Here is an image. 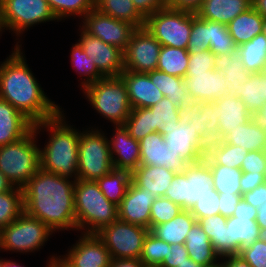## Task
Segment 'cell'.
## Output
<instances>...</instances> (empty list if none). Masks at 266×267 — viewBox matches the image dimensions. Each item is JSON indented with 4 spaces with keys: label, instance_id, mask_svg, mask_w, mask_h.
Returning <instances> with one entry per match:
<instances>
[{
    "label": "cell",
    "instance_id": "1",
    "mask_svg": "<svg viewBox=\"0 0 266 267\" xmlns=\"http://www.w3.org/2000/svg\"><path fill=\"white\" fill-rule=\"evenodd\" d=\"M76 181L40 169L22 188L24 212L54 233L77 231L74 207Z\"/></svg>",
    "mask_w": 266,
    "mask_h": 267
},
{
    "label": "cell",
    "instance_id": "2",
    "mask_svg": "<svg viewBox=\"0 0 266 267\" xmlns=\"http://www.w3.org/2000/svg\"><path fill=\"white\" fill-rule=\"evenodd\" d=\"M14 49V50H13ZM0 61V95L33 124L56 117L62 107L48 98L27 64L21 46Z\"/></svg>",
    "mask_w": 266,
    "mask_h": 267
},
{
    "label": "cell",
    "instance_id": "3",
    "mask_svg": "<svg viewBox=\"0 0 266 267\" xmlns=\"http://www.w3.org/2000/svg\"><path fill=\"white\" fill-rule=\"evenodd\" d=\"M64 112L33 124V129L36 134L49 133L44 148L40 146V169L76 181L80 130L69 124Z\"/></svg>",
    "mask_w": 266,
    "mask_h": 267
},
{
    "label": "cell",
    "instance_id": "4",
    "mask_svg": "<svg viewBox=\"0 0 266 267\" xmlns=\"http://www.w3.org/2000/svg\"><path fill=\"white\" fill-rule=\"evenodd\" d=\"M74 207L80 234H97L119 219L118 206L104 196L96 181L76 180Z\"/></svg>",
    "mask_w": 266,
    "mask_h": 267
},
{
    "label": "cell",
    "instance_id": "5",
    "mask_svg": "<svg viewBox=\"0 0 266 267\" xmlns=\"http://www.w3.org/2000/svg\"><path fill=\"white\" fill-rule=\"evenodd\" d=\"M85 99L101 118L113 126L124 125L132 107L121 76L104 77L82 89Z\"/></svg>",
    "mask_w": 266,
    "mask_h": 267
},
{
    "label": "cell",
    "instance_id": "6",
    "mask_svg": "<svg viewBox=\"0 0 266 267\" xmlns=\"http://www.w3.org/2000/svg\"><path fill=\"white\" fill-rule=\"evenodd\" d=\"M38 134L32 129L22 139L0 146V171L14 187L23 188L40 170Z\"/></svg>",
    "mask_w": 266,
    "mask_h": 267
},
{
    "label": "cell",
    "instance_id": "7",
    "mask_svg": "<svg viewBox=\"0 0 266 267\" xmlns=\"http://www.w3.org/2000/svg\"><path fill=\"white\" fill-rule=\"evenodd\" d=\"M113 169L107 133L97 126L80 130L78 179L96 181Z\"/></svg>",
    "mask_w": 266,
    "mask_h": 267
},
{
    "label": "cell",
    "instance_id": "8",
    "mask_svg": "<svg viewBox=\"0 0 266 267\" xmlns=\"http://www.w3.org/2000/svg\"><path fill=\"white\" fill-rule=\"evenodd\" d=\"M55 233L38 218L23 212L1 229L0 252L30 254L40 251Z\"/></svg>",
    "mask_w": 266,
    "mask_h": 267
},
{
    "label": "cell",
    "instance_id": "9",
    "mask_svg": "<svg viewBox=\"0 0 266 267\" xmlns=\"http://www.w3.org/2000/svg\"><path fill=\"white\" fill-rule=\"evenodd\" d=\"M213 186L212 171L203 159L189 164L184 172L176 173L164 197L180 205L183 210H190L198 199L211 194Z\"/></svg>",
    "mask_w": 266,
    "mask_h": 267
},
{
    "label": "cell",
    "instance_id": "10",
    "mask_svg": "<svg viewBox=\"0 0 266 267\" xmlns=\"http://www.w3.org/2000/svg\"><path fill=\"white\" fill-rule=\"evenodd\" d=\"M1 18L6 31L16 36L17 46H22V34L31 27L50 21L58 22L47 0H1Z\"/></svg>",
    "mask_w": 266,
    "mask_h": 267
},
{
    "label": "cell",
    "instance_id": "11",
    "mask_svg": "<svg viewBox=\"0 0 266 267\" xmlns=\"http://www.w3.org/2000/svg\"><path fill=\"white\" fill-rule=\"evenodd\" d=\"M145 27L162 46L187 49L192 12L166 7L149 15Z\"/></svg>",
    "mask_w": 266,
    "mask_h": 267
},
{
    "label": "cell",
    "instance_id": "12",
    "mask_svg": "<svg viewBox=\"0 0 266 267\" xmlns=\"http://www.w3.org/2000/svg\"><path fill=\"white\" fill-rule=\"evenodd\" d=\"M149 231L145 227L118 219L99 231L97 236L104 242L112 259H140Z\"/></svg>",
    "mask_w": 266,
    "mask_h": 267
},
{
    "label": "cell",
    "instance_id": "13",
    "mask_svg": "<svg viewBox=\"0 0 266 267\" xmlns=\"http://www.w3.org/2000/svg\"><path fill=\"white\" fill-rule=\"evenodd\" d=\"M161 47L145 26L136 28L123 52L124 70L136 73L156 70Z\"/></svg>",
    "mask_w": 266,
    "mask_h": 267
},
{
    "label": "cell",
    "instance_id": "14",
    "mask_svg": "<svg viewBox=\"0 0 266 267\" xmlns=\"http://www.w3.org/2000/svg\"><path fill=\"white\" fill-rule=\"evenodd\" d=\"M79 26L88 34L116 46L123 52L136 27L130 22L112 18L94 8L83 17Z\"/></svg>",
    "mask_w": 266,
    "mask_h": 267
},
{
    "label": "cell",
    "instance_id": "15",
    "mask_svg": "<svg viewBox=\"0 0 266 267\" xmlns=\"http://www.w3.org/2000/svg\"><path fill=\"white\" fill-rule=\"evenodd\" d=\"M160 133L164 136L169 150L180 154L189 164L204 159L208 144L183 118L176 125L165 126Z\"/></svg>",
    "mask_w": 266,
    "mask_h": 267
},
{
    "label": "cell",
    "instance_id": "16",
    "mask_svg": "<svg viewBox=\"0 0 266 267\" xmlns=\"http://www.w3.org/2000/svg\"><path fill=\"white\" fill-rule=\"evenodd\" d=\"M79 45L105 76H120L124 71L123 51L85 32L79 26Z\"/></svg>",
    "mask_w": 266,
    "mask_h": 267
},
{
    "label": "cell",
    "instance_id": "17",
    "mask_svg": "<svg viewBox=\"0 0 266 267\" xmlns=\"http://www.w3.org/2000/svg\"><path fill=\"white\" fill-rule=\"evenodd\" d=\"M76 243L61 255L72 267H110L112 258L97 234L78 235Z\"/></svg>",
    "mask_w": 266,
    "mask_h": 267
},
{
    "label": "cell",
    "instance_id": "18",
    "mask_svg": "<svg viewBox=\"0 0 266 267\" xmlns=\"http://www.w3.org/2000/svg\"><path fill=\"white\" fill-rule=\"evenodd\" d=\"M140 164L145 166H161L175 173L184 172L189 165L180 154L169 150L164 136L160 132L146 135L139 141Z\"/></svg>",
    "mask_w": 266,
    "mask_h": 267
},
{
    "label": "cell",
    "instance_id": "19",
    "mask_svg": "<svg viewBox=\"0 0 266 267\" xmlns=\"http://www.w3.org/2000/svg\"><path fill=\"white\" fill-rule=\"evenodd\" d=\"M183 81L191 102H214L229 94L224 76L215 69L204 73H186Z\"/></svg>",
    "mask_w": 266,
    "mask_h": 267
},
{
    "label": "cell",
    "instance_id": "20",
    "mask_svg": "<svg viewBox=\"0 0 266 267\" xmlns=\"http://www.w3.org/2000/svg\"><path fill=\"white\" fill-rule=\"evenodd\" d=\"M155 198L147 188H140L131 181L126 195L118 205L119 220L150 230L151 206Z\"/></svg>",
    "mask_w": 266,
    "mask_h": 267
},
{
    "label": "cell",
    "instance_id": "21",
    "mask_svg": "<svg viewBox=\"0 0 266 267\" xmlns=\"http://www.w3.org/2000/svg\"><path fill=\"white\" fill-rule=\"evenodd\" d=\"M113 127L108 137L113 168L132 173L140 164L139 141L129 135L124 125Z\"/></svg>",
    "mask_w": 266,
    "mask_h": 267
},
{
    "label": "cell",
    "instance_id": "22",
    "mask_svg": "<svg viewBox=\"0 0 266 267\" xmlns=\"http://www.w3.org/2000/svg\"><path fill=\"white\" fill-rule=\"evenodd\" d=\"M120 76L126 83L132 108H150L164 97L147 73L124 70Z\"/></svg>",
    "mask_w": 266,
    "mask_h": 267
},
{
    "label": "cell",
    "instance_id": "23",
    "mask_svg": "<svg viewBox=\"0 0 266 267\" xmlns=\"http://www.w3.org/2000/svg\"><path fill=\"white\" fill-rule=\"evenodd\" d=\"M214 104L217 106L219 119L218 140H222L231 129L248 123L254 117L237 95L228 94L216 99Z\"/></svg>",
    "mask_w": 266,
    "mask_h": 267
},
{
    "label": "cell",
    "instance_id": "24",
    "mask_svg": "<svg viewBox=\"0 0 266 267\" xmlns=\"http://www.w3.org/2000/svg\"><path fill=\"white\" fill-rule=\"evenodd\" d=\"M33 129V123L0 95V146L14 143Z\"/></svg>",
    "mask_w": 266,
    "mask_h": 267
},
{
    "label": "cell",
    "instance_id": "25",
    "mask_svg": "<svg viewBox=\"0 0 266 267\" xmlns=\"http://www.w3.org/2000/svg\"><path fill=\"white\" fill-rule=\"evenodd\" d=\"M252 7V0H203L196 14L201 19L228 25L236 16Z\"/></svg>",
    "mask_w": 266,
    "mask_h": 267
},
{
    "label": "cell",
    "instance_id": "26",
    "mask_svg": "<svg viewBox=\"0 0 266 267\" xmlns=\"http://www.w3.org/2000/svg\"><path fill=\"white\" fill-rule=\"evenodd\" d=\"M175 174L165 167L139 165L131 173V181L140 188H147L157 198L165 195Z\"/></svg>",
    "mask_w": 266,
    "mask_h": 267
},
{
    "label": "cell",
    "instance_id": "27",
    "mask_svg": "<svg viewBox=\"0 0 266 267\" xmlns=\"http://www.w3.org/2000/svg\"><path fill=\"white\" fill-rule=\"evenodd\" d=\"M222 140L248 151H266V127L253 117L248 123L231 129Z\"/></svg>",
    "mask_w": 266,
    "mask_h": 267
},
{
    "label": "cell",
    "instance_id": "28",
    "mask_svg": "<svg viewBox=\"0 0 266 267\" xmlns=\"http://www.w3.org/2000/svg\"><path fill=\"white\" fill-rule=\"evenodd\" d=\"M226 226L230 234V255L250 247L259 239L260 227L256 223V217H228Z\"/></svg>",
    "mask_w": 266,
    "mask_h": 267
},
{
    "label": "cell",
    "instance_id": "29",
    "mask_svg": "<svg viewBox=\"0 0 266 267\" xmlns=\"http://www.w3.org/2000/svg\"><path fill=\"white\" fill-rule=\"evenodd\" d=\"M185 246L189 257L199 265L209 266L220 263V256L212 247L209 237L197 222L188 232Z\"/></svg>",
    "mask_w": 266,
    "mask_h": 267
},
{
    "label": "cell",
    "instance_id": "30",
    "mask_svg": "<svg viewBox=\"0 0 266 267\" xmlns=\"http://www.w3.org/2000/svg\"><path fill=\"white\" fill-rule=\"evenodd\" d=\"M197 222L189 210H182L170 221L152 226L150 232L168 244H185L186 236Z\"/></svg>",
    "mask_w": 266,
    "mask_h": 267
},
{
    "label": "cell",
    "instance_id": "31",
    "mask_svg": "<svg viewBox=\"0 0 266 267\" xmlns=\"http://www.w3.org/2000/svg\"><path fill=\"white\" fill-rule=\"evenodd\" d=\"M215 70L219 71L225 78L229 94L237 95L240 84L245 82L251 75L241 62L240 52L238 50L232 53H223L215 55Z\"/></svg>",
    "mask_w": 266,
    "mask_h": 267
},
{
    "label": "cell",
    "instance_id": "32",
    "mask_svg": "<svg viewBox=\"0 0 266 267\" xmlns=\"http://www.w3.org/2000/svg\"><path fill=\"white\" fill-rule=\"evenodd\" d=\"M264 18L253 8L236 16L228 25V31L237 46L249 42L261 34Z\"/></svg>",
    "mask_w": 266,
    "mask_h": 267
},
{
    "label": "cell",
    "instance_id": "33",
    "mask_svg": "<svg viewBox=\"0 0 266 267\" xmlns=\"http://www.w3.org/2000/svg\"><path fill=\"white\" fill-rule=\"evenodd\" d=\"M152 83L163 93L164 97L179 109H183L191 103L190 96L182 77L169 75L159 70H153L147 73Z\"/></svg>",
    "mask_w": 266,
    "mask_h": 267
},
{
    "label": "cell",
    "instance_id": "34",
    "mask_svg": "<svg viewBox=\"0 0 266 267\" xmlns=\"http://www.w3.org/2000/svg\"><path fill=\"white\" fill-rule=\"evenodd\" d=\"M248 152L243 147L218 140L208 144L204 160L209 165H221L241 169L242 161Z\"/></svg>",
    "mask_w": 266,
    "mask_h": 267
},
{
    "label": "cell",
    "instance_id": "35",
    "mask_svg": "<svg viewBox=\"0 0 266 267\" xmlns=\"http://www.w3.org/2000/svg\"><path fill=\"white\" fill-rule=\"evenodd\" d=\"M237 96L242 99L247 110L254 116L266 103V71L251 73L238 88Z\"/></svg>",
    "mask_w": 266,
    "mask_h": 267
},
{
    "label": "cell",
    "instance_id": "36",
    "mask_svg": "<svg viewBox=\"0 0 266 267\" xmlns=\"http://www.w3.org/2000/svg\"><path fill=\"white\" fill-rule=\"evenodd\" d=\"M241 62L247 71L259 73L266 71V36L258 34L249 42L243 43L237 49Z\"/></svg>",
    "mask_w": 266,
    "mask_h": 267
},
{
    "label": "cell",
    "instance_id": "37",
    "mask_svg": "<svg viewBox=\"0 0 266 267\" xmlns=\"http://www.w3.org/2000/svg\"><path fill=\"white\" fill-rule=\"evenodd\" d=\"M96 182L104 196L118 206L131 183V173L113 168L107 175L98 178Z\"/></svg>",
    "mask_w": 266,
    "mask_h": 267
},
{
    "label": "cell",
    "instance_id": "38",
    "mask_svg": "<svg viewBox=\"0 0 266 267\" xmlns=\"http://www.w3.org/2000/svg\"><path fill=\"white\" fill-rule=\"evenodd\" d=\"M188 60L187 49L162 46L159 52L157 70L184 78L188 68Z\"/></svg>",
    "mask_w": 266,
    "mask_h": 267
},
{
    "label": "cell",
    "instance_id": "39",
    "mask_svg": "<svg viewBox=\"0 0 266 267\" xmlns=\"http://www.w3.org/2000/svg\"><path fill=\"white\" fill-rule=\"evenodd\" d=\"M70 52V59L73 69L75 70L81 78L80 90L92 84L105 76L98 70L92 58L88 57L79 43L76 41L72 45Z\"/></svg>",
    "mask_w": 266,
    "mask_h": 267
},
{
    "label": "cell",
    "instance_id": "40",
    "mask_svg": "<svg viewBox=\"0 0 266 267\" xmlns=\"http://www.w3.org/2000/svg\"><path fill=\"white\" fill-rule=\"evenodd\" d=\"M96 9L112 18L130 22L136 28L145 26V18L137 11L132 0H104Z\"/></svg>",
    "mask_w": 266,
    "mask_h": 267
},
{
    "label": "cell",
    "instance_id": "41",
    "mask_svg": "<svg viewBox=\"0 0 266 267\" xmlns=\"http://www.w3.org/2000/svg\"><path fill=\"white\" fill-rule=\"evenodd\" d=\"M214 182L213 188L219 194L241 195L240 180L243 171L239 168H231L221 165H209Z\"/></svg>",
    "mask_w": 266,
    "mask_h": 267
},
{
    "label": "cell",
    "instance_id": "42",
    "mask_svg": "<svg viewBox=\"0 0 266 267\" xmlns=\"http://www.w3.org/2000/svg\"><path fill=\"white\" fill-rule=\"evenodd\" d=\"M124 126L129 135L137 141L150 133L157 132L154 114L149 108H132Z\"/></svg>",
    "mask_w": 266,
    "mask_h": 267
},
{
    "label": "cell",
    "instance_id": "43",
    "mask_svg": "<svg viewBox=\"0 0 266 267\" xmlns=\"http://www.w3.org/2000/svg\"><path fill=\"white\" fill-rule=\"evenodd\" d=\"M24 212L23 190L14 187L0 193V229L15 221Z\"/></svg>",
    "mask_w": 266,
    "mask_h": 267
},
{
    "label": "cell",
    "instance_id": "44",
    "mask_svg": "<svg viewBox=\"0 0 266 267\" xmlns=\"http://www.w3.org/2000/svg\"><path fill=\"white\" fill-rule=\"evenodd\" d=\"M58 22L72 16L83 19L95 7L92 0H47Z\"/></svg>",
    "mask_w": 266,
    "mask_h": 267
},
{
    "label": "cell",
    "instance_id": "45",
    "mask_svg": "<svg viewBox=\"0 0 266 267\" xmlns=\"http://www.w3.org/2000/svg\"><path fill=\"white\" fill-rule=\"evenodd\" d=\"M209 39V50L214 55L232 53L238 49V46L229 34L227 25L223 23L209 21Z\"/></svg>",
    "mask_w": 266,
    "mask_h": 267
},
{
    "label": "cell",
    "instance_id": "46",
    "mask_svg": "<svg viewBox=\"0 0 266 267\" xmlns=\"http://www.w3.org/2000/svg\"><path fill=\"white\" fill-rule=\"evenodd\" d=\"M170 244L155 237L150 231L144 240L140 261L146 266H160Z\"/></svg>",
    "mask_w": 266,
    "mask_h": 267
},
{
    "label": "cell",
    "instance_id": "47",
    "mask_svg": "<svg viewBox=\"0 0 266 267\" xmlns=\"http://www.w3.org/2000/svg\"><path fill=\"white\" fill-rule=\"evenodd\" d=\"M209 48V20L201 19L196 13H192V29L187 52L188 54L200 53Z\"/></svg>",
    "mask_w": 266,
    "mask_h": 267
},
{
    "label": "cell",
    "instance_id": "48",
    "mask_svg": "<svg viewBox=\"0 0 266 267\" xmlns=\"http://www.w3.org/2000/svg\"><path fill=\"white\" fill-rule=\"evenodd\" d=\"M154 114L157 132L165 126L176 125L182 119V109L176 107L167 97L149 108Z\"/></svg>",
    "mask_w": 266,
    "mask_h": 267
},
{
    "label": "cell",
    "instance_id": "49",
    "mask_svg": "<svg viewBox=\"0 0 266 267\" xmlns=\"http://www.w3.org/2000/svg\"><path fill=\"white\" fill-rule=\"evenodd\" d=\"M182 118L192 125L200 137L207 143L215 142V139L207 132L204 119V103L191 102L182 109Z\"/></svg>",
    "mask_w": 266,
    "mask_h": 267
},
{
    "label": "cell",
    "instance_id": "50",
    "mask_svg": "<svg viewBox=\"0 0 266 267\" xmlns=\"http://www.w3.org/2000/svg\"><path fill=\"white\" fill-rule=\"evenodd\" d=\"M182 207L166 197H157L151 206L150 228L170 221L182 211Z\"/></svg>",
    "mask_w": 266,
    "mask_h": 267
},
{
    "label": "cell",
    "instance_id": "51",
    "mask_svg": "<svg viewBox=\"0 0 266 267\" xmlns=\"http://www.w3.org/2000/svg\"><path fill=\"white\" fill-rule=\"evenodd\" d=\"M197 223L207 234L210 242L212 243V247L220 256V232L222 231L223 225H226L227 223V217L217 214L206 218H201L197 221Z\"/></svg>",
    "mask_w": 266,
    "mask_h": 267
},
{
    "label": "cell",
    "instance_id": "52",
    "mask_svg": "<svg viewBox=\"0 0 266 267\" xmlns=\"http://www.w3.org/2000/svg\"><path fill=\"white\" fill-rule=\"evenodd\" d=\"M219 200V193L213 189L211 194L204 195L202 198L198 199L196 204L193 205L189 211L197 221L201 218L220 214Z\"/></svg>",
    "mask_w": 266,
    "mask_h": 267
},
{
    "label": "cell",
    "instance_id": "53",
    "mask_svg": "<svg viewBox=\"0 0 266 267\" xmlns=\"http://www.w3.org/2000/svg\"><path fill=\"white\" fill-rule=\"evenodd\" d=\"M215 55L210 50L189 54L186 73H204L215 69Z\"/></svg>",
    "mask_w": 266,
    "mask_h": 267
},
{
    "label": "cell",
    "instance_id": "54",
    "mask_svg": "<svg viewBox=\"0 0 266 267\" xmlns=\"http://www.w3.org/2000/svg\"><path fill=\"white\" fill-rule=\"evenodd\" d=\"M239 255L251 267H266V242L258 239L250 247L242 249Z\"/></svg>",
    "mask_w": 266,
    "mask_h": 267
},
{
    "label": "cell",
    "instance_id": "55",
    "mask_svg": "<svg viewBox=\"0 0 266 267\" xmlns=\"http://www.w3.org/2000/svg\"><path fill=\"white\" fill-rule=\"evenodd\" d=\"M241 170L254 175L266 174V151H249L242 161Z\"/></svg>",
    "mask_w": 266,
    "mask_h": 267
},
{
    "label": "cell",
    "instance_id": "56",
    "mask_svg": "<svg viewBox=\"0 0 266 267\" xmlns=\"http://www.w3.org/2000/svg\"><path fill=\"white\" fill-rule=\"evenodd\" d=\"M190 258L185 244H171L168 253L159 267H180Z\"/></svg>",
    "mask_w": 266,
    "mask_h": 267
},
{
    "label": "cell",
    "instance_id": "57",
    "mask_svg": "<svg viewBox=\"0 0 266 267\" xmlns=\"http://www.w3.org/2000/svg\"><path fill=\"white\" fill-rule=\"evenodd\" d=\"M204 119L207 132L218 141L219 119L217 116V106L214 102L204 103Z\"/></svg>",
    "mask_w": 266,
    "mask_h": 267
},
{
    "label": "cell",
    "instance_id": "58",
    "mask_svg": "<svg viewBox=\"0 0 266 267\" xmlns=\"http://www.w3.org/2000/svg\"><path fill=\"white\" fill-rule=\"evenodd\" d=\"M137 11L146 19L158 10L167 7V0H132Z\"/></svg>",
    "mask_w": 266,
    "mask_h": 267
},
{
    "label": "cell",
    "instance_id": "59",
    "mask_svg": "<svg viewBox=\"0 0 266 267\" xmlns=\"http://www.w3.org/2000/svg\"><path fill=\"white\" fill-rule=\"evenodd\" d=\"M266 182V174L254 175L251 172H243L240 180L241 195L254 190Z\"/></svg>",
    "mask_w": 266,
    "mask_h": 267
},
{
    "label": "cell",
    "instance_id": "60",
    "mask_svg": "<svg viewBox=\"0 0 266 267\" xmlns=\"http://www.w3.org/2000/svg\"><path fill=\"white\" fill-rule=\"evenodd\" d=\"M219 211L220 214L224 217H231L235 211V207L238 202L242 199V195L230 194L226 195L219 194Z\"/></svg>",
    "mask_w": 266,
    "mask_h": 267
},
{
    "label": "cell",
    "instance_id": "61",
    "mask_svg": "<svg viewBox=\"0 0 266 267\" xmlns=\"http://www.w3.org/2000/svg\"><path fill=\"white\" fill-rule=\"evenodd\" d=\"M242 198H244L248 204L258 209L266 201V182L259 185L254 190L245 193L242 195Z\"/></svg>",
    "mask_w": 266,
    "mask_h": 267
},
{
    "label": "cell",
    "instance_id": "62",
    "mask_svg": "<svg viewBox=\"0 0 266 267\" xmlns=\"http://www.w3.org/2000/svg\"><path fill=\"white\" fill-rule=\"evenodd\" d=\"M203 0H167V7L196 13Z\"/></svg>",
    "mask_w": 266,
    "mask_h": 267
},
{
    "label": "cell",
    "instance_id": "63",
    "mask_svg": "<svg viewBox=\"0 0 266 267\" xmlns=\"http://www.w3.org/2000/svg\"><path fill=\"white\" fill-rule=\"evenodd\" d=\"M234 217H256L257 209L242 198L235 207Z\"/></svg>",
    "mask_w": 266,
    "mask_h": 267
},
{
    "label": "cell",
    "instance_id": "64",
    "mask_svg": "<svg viewBox=\"0 0 266 267\" xmlns=\"http://www.w3.org/2000/svg\"><path fill=\"white\" fill-rule=\"evenodd\" d=\"M221 267H251L239 254L220 258Z\"/></svg>",
    "mask_w": 266,
    "mask_h": 267
},
{
    "label": "cell",
    "instance_id": "65",
    "mask_svg": "<svg viewBox=\"0 0 266 267\" xmlns=\"http://www.w3.org/2000/svg\"><path fill=\"white\" fill-rule=\"evenodd\" d=\"M230 255V234L229 227L223 225L220 232V258Z\"/></svg>",
    "mask_w": 266,
    "mask_h": 267
},
{
    "label": "cell",
    "instance_id": "66",
    "mask_svg": "<svg viewBox=\"0 0 266 267\" xmlns=\"http://www.w3.org/2000/svg\"><path fill=\"white\" fill-rule=\"evenodd\" d=\"M140 259H112L110 267H144Z\"/></svg>",
    "mask_w": 266,
    "mask_h": 267
},
{
    "label": "cell",
    "instance_id": "67",
    "mask_svg": "<svg viewBox=\"0 0 266 267\" xmlns=\"http://www.w3.org/2000/svg\"><path fill=\"white\" fill-rule=\"evenodd\" d=\"M48 259L46 267H72L61 255H51Z\"/></svg>",
    "mask_w": 266,
    "mask_h": 267
},
{
    "label": "cell",
    "instance_id": "68",
    "mask_svg": "<svg viewBox=\"0 0 266 267\" xmlns=\"http://www.w3.org/2000/svg\"><path fill=\"white\" fill-rule=\"evenodd\" d=\"M256 223L260 228H266V201L257 209Z\"/></svg>",
    "mask_w": 266,
    "mask_h": 267
},
{
    "label": "cell",
    "instance_id": "69",
    "mask_svg": "<svg viewBox=\"0 0 266 267\" xmlns=\"http://www.w3.org/2000/svg\"><path fill=\"white\" fill-rule=\"evenodd\" d=\"M252 7L263 17L266 18V0H252Z\"/></svg>",
    "mask_w": 266,
    "mask_h": 267
},
{
    "label": "cell",
    "instance_id": "70",
    "mask_svg": "<svg viewBox=\"0 0 266 267\" xmlns=\"http://www.w3.org/2000/svg\"><path fill=\"white\" fill-rule=\"evenodd\" d=\"M14 188L13 184L0 171V193L8 192Z\"/></svg>",
    "mask_w": 266,
    "mask_h": 267
},
{
    "label": "cell",
    "instance_id": "71",
    "mask_svg": "<svg viewBox=\"0 0 266 267\" xmlns=\"http://www.w3.org/2000/svg\"><path fill=\"white\" fill-rule=\"evenodd\" d=\"M255 119L266 127V103L262 106V108L254 115Z\"/></svg>",
    "mask_w": 266,
    "mask_h": 267
},
{
    "label": "cell",
    "instance_id": "72",
    "mask_svg": "<svg viewBox=\"0 0 266 267\" xmlns=\"http://www.w3.org/2000/svg\"><path fill=\"white\" fill-rule=\"evenodd\" d=\"M0 267H25L24 265H22L21 263H17V261L15 260H10L7 258H1L0 257Z\"/></svg>",
    "mask_w": 266,
    "mask_h": 267
},
{
    "label": "cell",
    "instance_id": "73",
    "mask_svg": "<svg viewBox=\"0 0 266 267\" xmlns=\"http://www.w3.org/2000/svg\"><path fill=\"white\" fill-rule=\"evenodd\" d=\"M180 267H203L202 265L197 264L195 261H193L191 258L187 259V262L184 263Z\"/></svg>",
    "mask_w": 266,
    "mask_h": 267
},
{
    "label": "cell",
    "instance_id": "74",
    "mask_svg": "<svg viewBox=\"0 0 266 267\" xmlns=\"http://www.w3.org/2000/svg\"><path fill=\"white\" fill-rule=\"evenodd\" d=\"M259 239L266 242V228H260Z\"/></svg>",
    "mask_w": 266,
    "mask_h": 267
},
{
    "label": "cell",
    "instance_id": "75",
    "mask_svg": "<svg viewBox=\"0 0 266 267\" xmlns=\"http://www.w3.org/2000/svg\"><path fill=\"white\" fill-rule=\"evenodd\" d=\"M6 28H5V25H4V22L1 18V15H0V36H2L3 32H5Z\"/></svg>",
    "mask_w": 266,
    "mask_h": 267
},
{
    "label": "cell",
    "instance_id": "76",
    "mask_svg": "<svg viewBox=\"0 0 266 267\" xmlns=\"http://www.w3.org/2000/svg\"><path fill=\"white\" fill-rule=\"evenodd\" d=\"M262 34L266 36V18L263 20V25H262Z\"/></svg>",
    "mask_w": 266,
    "mask_h": 267
},
{
    "label": "cell",
    "instance_id": "77",
    "mask_svg": "<svg viewBox=\"0 0 266 267\" xmlns=\"http://www.w3.org/2000/svg\"><path fill=\"white\" fill-rule=\"evenodd\" d=\"M104 0H92L93 5L95 8H97Z\"/></svg>",
    "mask_w": 266,
    "mask_h": 267
},
{
    "label": "cell",
    "instance_id": "78",
    "mask_svg": "<svg viewBox=\"0 0 266 267\" xmlns=\"http://www.w3.org/2000/svg\"><path fill=\"white\" fill-rule=\"evenodd\" d=\"M203 267H221L220 263L209 265V266H203Z\"/></svg>",
    "mask_w": 266,
    "mask_h": 267
},
{
    "label": "cell",
    "instance_id": "79",
    "mask_svg": "<svg viewBox=\"0 0 266 267\" xmlns=\"http://www.w3.org/2000/svg\"><path fill=\"white\" fill-rule=\"evenodd\" d=\"M144 267H159V266H146V265H145Z\"/></svg>",
    "mask_w": 266,
    "mask_h": 267
}]
</instances>
